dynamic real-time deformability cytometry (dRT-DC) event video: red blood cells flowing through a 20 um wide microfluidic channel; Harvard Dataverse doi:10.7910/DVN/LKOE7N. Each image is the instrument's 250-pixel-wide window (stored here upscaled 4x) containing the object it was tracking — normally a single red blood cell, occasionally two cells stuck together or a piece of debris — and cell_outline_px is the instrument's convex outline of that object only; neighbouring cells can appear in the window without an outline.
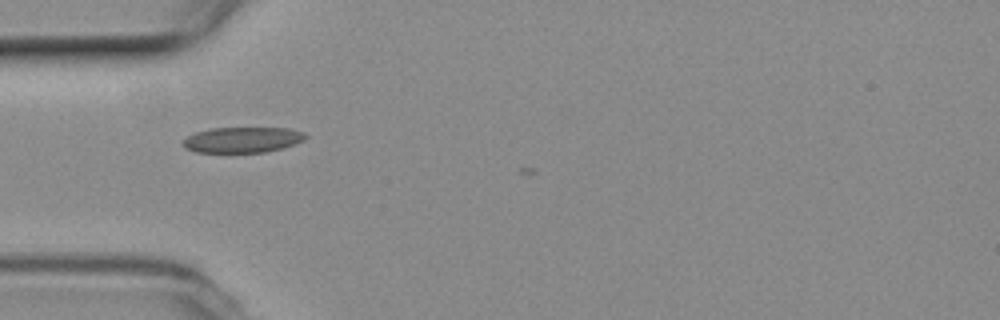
{"species": "common noctule bat (a hibernating species)", "species_latin": "Nyctalus noctula", "temperature_condition": "room temperature", "stored_images_in_passage": 2, "camera_frame_rate_fps": 3000, "um_per_image_px": 0.085, "animal": {"sex": "female", "body_mass_g": 19.3, "forearm_length_mm": 54.1}, "frame": {"image": 1, "passage_image": 1, "time_ms": 0.0, "image_size_px": [1000, 320], "cell_outline_px": [[308, 136], [304, 140], [284, 148], [264, 152], [196, 152], [184, 148], [184, 140], [188, 136], [196, 132], [208, 128], [288, 128], [304, 132]], "centroid_in_image_um": [20.63, 11.88], "position_along_channel_um": 64.4, "area_um2": 18.26}}